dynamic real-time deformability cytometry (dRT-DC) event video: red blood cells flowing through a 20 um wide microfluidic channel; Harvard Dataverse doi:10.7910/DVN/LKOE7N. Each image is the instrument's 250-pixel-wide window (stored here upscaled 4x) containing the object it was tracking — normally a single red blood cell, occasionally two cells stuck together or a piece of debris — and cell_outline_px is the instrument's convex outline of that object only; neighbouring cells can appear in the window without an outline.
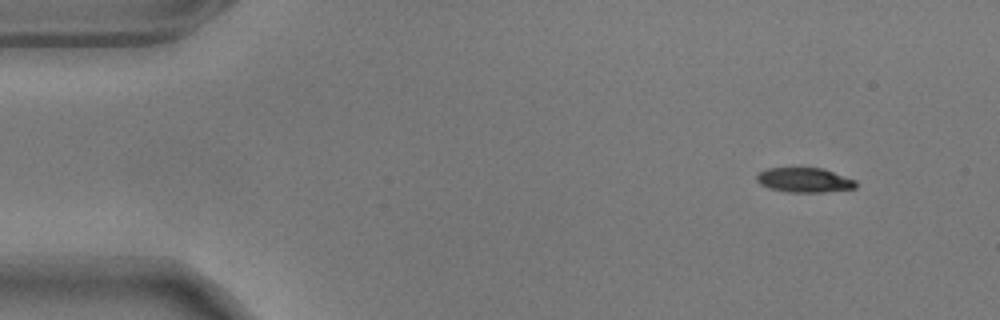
{"species": "common noctule bat (a hibernating species)", "species_latin": "Nyctalus noctula", "temperature_condition": "warm", "stored_images_in_passage": 23, "camera_frame_rate_fps": 3000, "um_per_image_px": 0.085, "animal": {"sex": "male", "body_mass_g": 17.9}, "frame": {"image": 1, "passage_image": 1, "time_ms": 0.0, "image_size_px": [1000, 320], "cell_outline_px": [[856, 188], [824, 192], [788, 192], [768, 188], [760, 184], [756, 180], [756, 176], [760, 172], [768, 168], [824, 168], [856, 180]], "centroid_in_image_um": [68.38, 15.3], "position_along_channel_um": 16.6, "area_um2": 14.28}}
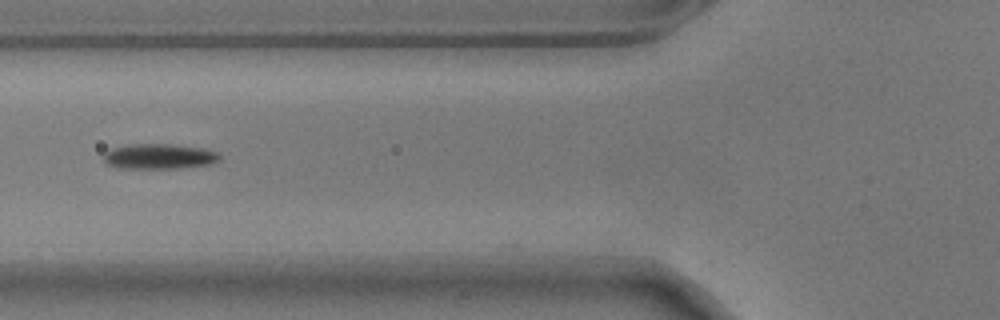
{"frame": {"image": 2, "passage_image": 17, "time_ms": 5.333, "image_size_px": [1000, 320], "cell_outline_px": [[220, 160], [208, 164], [180, 168], [116, 168], [104, 164], [104, 152], [112, 148], [132, 144], [172, 144], [204, 148], [220, 152]], "centroid_in_image_um": [13.52, 13.29], "position_along_channel_um": 112.3, "area_um2": 17.22}}
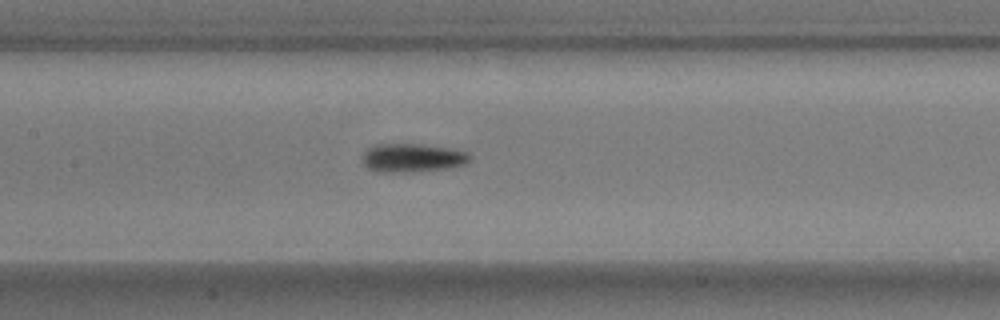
{"frame": {"image": 3, "passage_image": 22, "time_ms": 7.0, "image_size_px": [1000, 320], "cell_outline_px": [[472, 160], [464, 164], [444, 168], [412, 172], [376, 172], [368, 168], [360, 160], [360, 156], [364, 148], [372, 144], [420, 144], [452, 148], [468, 152], [472, 156]], "centroid_in_image_um": [34.98, 13.4], "position_along_channel_um": 172.4, "area_um2": 18.38}}